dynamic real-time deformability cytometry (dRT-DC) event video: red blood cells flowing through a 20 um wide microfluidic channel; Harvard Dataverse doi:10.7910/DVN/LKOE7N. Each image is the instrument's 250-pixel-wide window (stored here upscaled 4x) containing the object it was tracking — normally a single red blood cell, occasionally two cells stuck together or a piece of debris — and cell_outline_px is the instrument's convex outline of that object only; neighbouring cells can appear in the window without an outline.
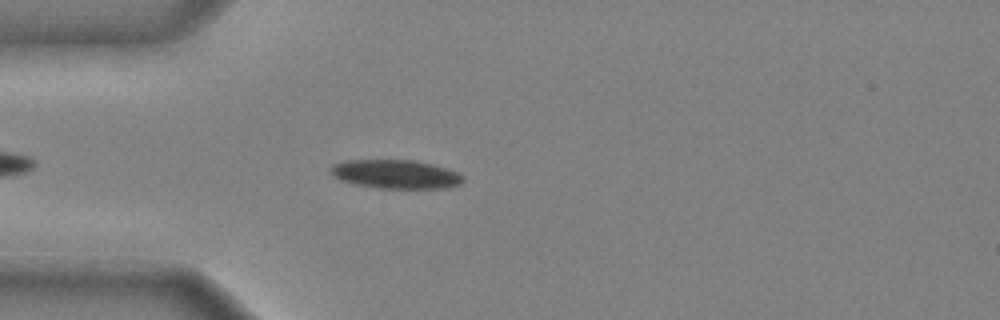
{"species": "common noctule bat (a hibernating species)", "species_latin": "Nyctalus noctula", "temperature_condition": "cold", "stored_images_in_passage": 39, "camera_frame_rate_fps": 3000, "um_per_image_px": 0.085, "animal": {"sex": "male", "body_mass_g": 20.4}, "frame": {"image": 1, "passage_image": 5, "time_ms": 1.333, "image_size_px": [1000, 320], "cell_outline_px": [[464, 180], [460, 184], [448, 188], [380, 188], [356, 184], [340, 180], [332, 176], [328, 172], [332, 164], [344, 160], [416, 160], [432, 164], [456, 172], [464, 176]], "centroid_in_image_um": [33.59, 14.8], "position_along_channel_um": 51.4, "area_um2": 22.31}}
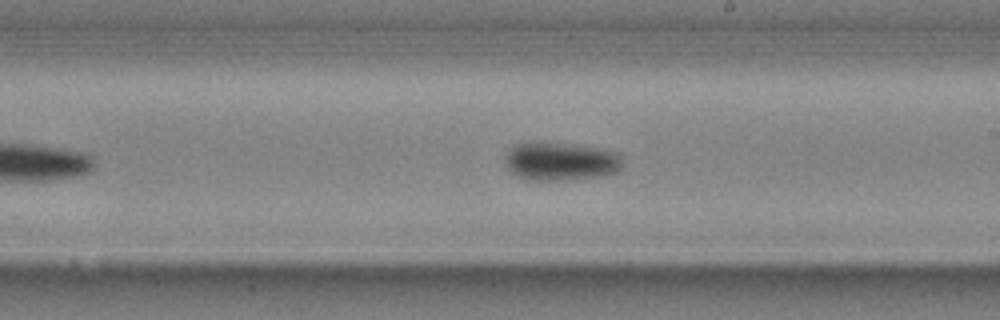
{"frame": {"image": 2, "passage_image": 20, "time_ms": 6.333, "image_size_px": [1000, 320], "cell_outline_px": [[620, 172], [604, 176], [572, 180], [524, 180], [516, 176], [508, 168], [504, 160], [508, 152], [516, 144], [580, 144], [604, 148], [620, 152]], "centroid_in_image_um": [47.73, 13.75], "position_along_channel_um": 241.3, "area_um2": 26.36}}
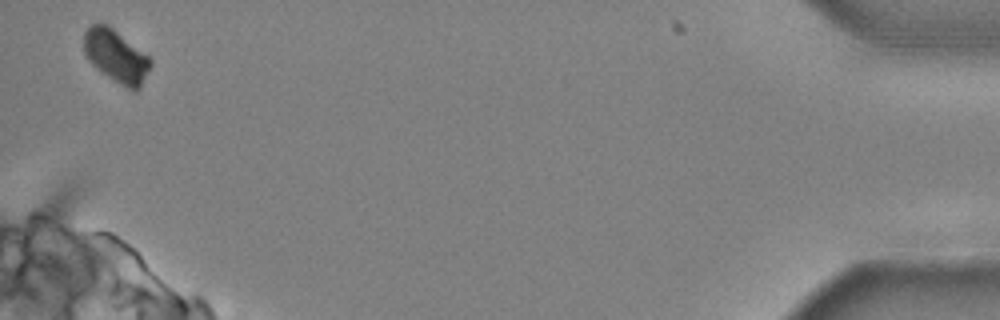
{"frame": {"image": 3, "passage_image": 39, "time_ms": 12.667, "image_size_px": [1000, 320], "cell_outline_px": [[152, 64], [140, 88], [136, 92], [132, 92], [96, 68], [88, 60], [84, 52], [84, 32], [88, 24], [100, 20], [108, 24], [148, 56], [152, 60]], "centroid_in_image_um": [9.84, 4.73], "position_along_channel_um": 425.4, "area_um2": 20.75}, "authors_computed_cell_mechanics": {"area_um2": 23.1778, "velocity_mm_per_s": 3.9705, "shape_relaxation_time_tau1_ms": 3.4, "shape_relaxation_time_tau2_ms": null, "deformation_change_tau1": 0.1324, "deformation_change_tau2": null}}